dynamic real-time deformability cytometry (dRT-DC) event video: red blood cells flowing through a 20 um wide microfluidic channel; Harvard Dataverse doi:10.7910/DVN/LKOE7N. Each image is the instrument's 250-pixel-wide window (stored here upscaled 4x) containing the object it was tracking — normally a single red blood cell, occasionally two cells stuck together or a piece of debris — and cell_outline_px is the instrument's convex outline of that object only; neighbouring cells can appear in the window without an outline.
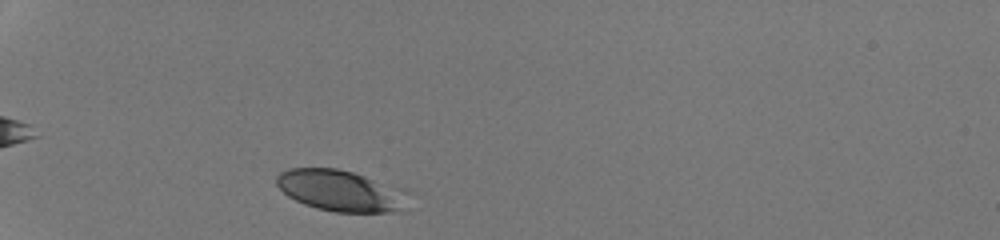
{"species": "human", "species_latin": "Homo sapiens", "temperature_condition": "room temperature", "stored_images_in_passage": 29, "camera_frame_rate_fps": 3000, "um_per_image_px": 0.085, "donor": {"sex": "male"}, "frame": {"image": 1, "passage_image": 1, "time_ms": 0.0, "image_size_px": [1000, 240], "cell_outline_px": [[396, 208], [388, 212], [336, 212], [316, 208], [304, 204], [288, 196], [276, 184], [276, 176], [280, 172], [288, 168], [336, 168], [352, 172], [364, 176], [372, 180]], "centroid_in_image_um": [28.34, 16.16], "position_along_channel_um": 56.7, "area_um2": 27.8}}
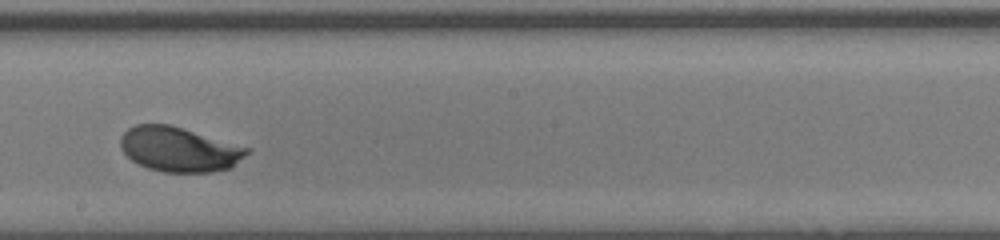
{"frame": {"image": 2, "passage_image": 16, "time_ms": 5.0, "image_size_px": [1000, 240], "cell_outline_px": [[252, 148], [232, 168], [212, 172], [164, 172], [148, 168], [132, 160], [120, 148], [120, 136], [128, 128], [136, 124], [172, 124]], "centroid_in_image_um": [15.25, 12.68], "position_along_channel_um": 233.0, "area_um2": 33.23}}
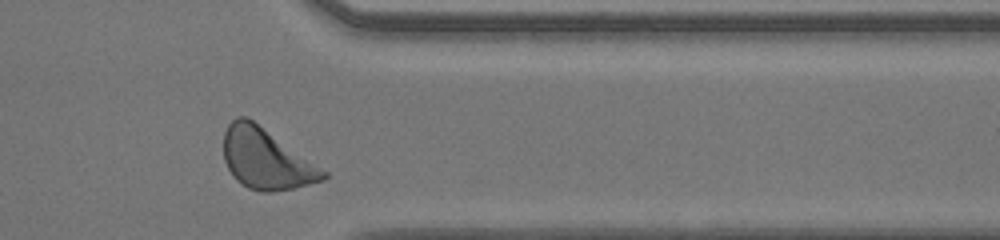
{"frame": {"image": 3, "passage_image": 27, "time_ms": 8.667, "image_size_px": [1000, 240], "cell_outline_px": [[328, 176], [324, 180], [292, 188], [272, 192], [260, 192], [248, 188], [236, 180], [232, 176], [224, 160], [224, 132], [228, 124], [236, 116], [248, 116], [328, 172]], "centroid_in_image_um": [22.6, 13.5], "position_along_channel_um": 388.8, "area_um2": 35.14}, "authors_computed_cell_mechanics": {"area_um2": 32.1946, "velocity_mm_per_s": 4.2772, "shape_relaxation_time_tau1_ms": 2.257, "shape_relaxation_time_tau2_ms": null, "deformation_change_tau1": 0.1338, "deformation_change_tau2": null}}